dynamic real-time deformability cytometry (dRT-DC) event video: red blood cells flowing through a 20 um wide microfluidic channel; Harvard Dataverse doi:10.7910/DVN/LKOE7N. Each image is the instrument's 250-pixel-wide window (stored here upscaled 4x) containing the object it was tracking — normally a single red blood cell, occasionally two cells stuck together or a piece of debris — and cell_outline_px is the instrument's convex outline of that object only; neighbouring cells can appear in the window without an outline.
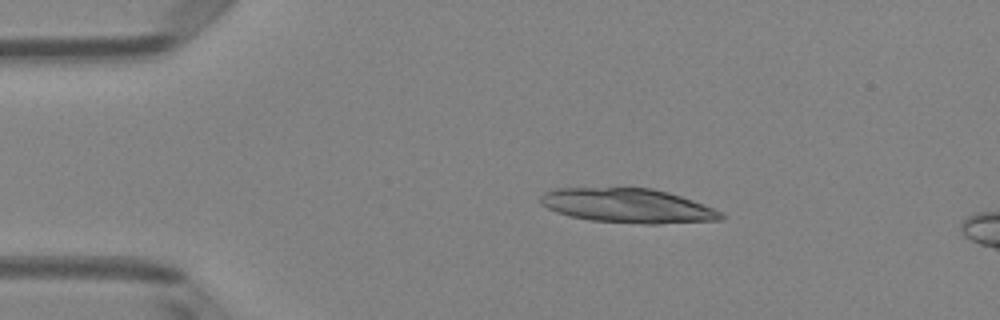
{"species": "Egyptian fruit bat (a non-hibernating species)", "species_latin": "Rousettus aegyptiacus", "temperature_condition": "room temperature", "stored_images_in_passage": 4, "camera_frame_rate_fps": 3000, "um_per_image_px": 0.085, "animal": {"sex": "female"}, "frame": {"image": 1, "passage_image": 2, "time_ms": 0.333, "image_size_px": [1000, 320], "cell_outline_px": [[728, 216], [724, 220], [660, 224], [644, 224], [592, 220], [568, 216], [556, 212], [540, 204], [540, 196], [544, 192], [556, 188], [652, 188], [668, 192], [692, 200], [712, 208]], "centroid_in_image_um": [53.37, 17.49], "position_along_channel_um": 31.6, "area_um2": 36.24}}